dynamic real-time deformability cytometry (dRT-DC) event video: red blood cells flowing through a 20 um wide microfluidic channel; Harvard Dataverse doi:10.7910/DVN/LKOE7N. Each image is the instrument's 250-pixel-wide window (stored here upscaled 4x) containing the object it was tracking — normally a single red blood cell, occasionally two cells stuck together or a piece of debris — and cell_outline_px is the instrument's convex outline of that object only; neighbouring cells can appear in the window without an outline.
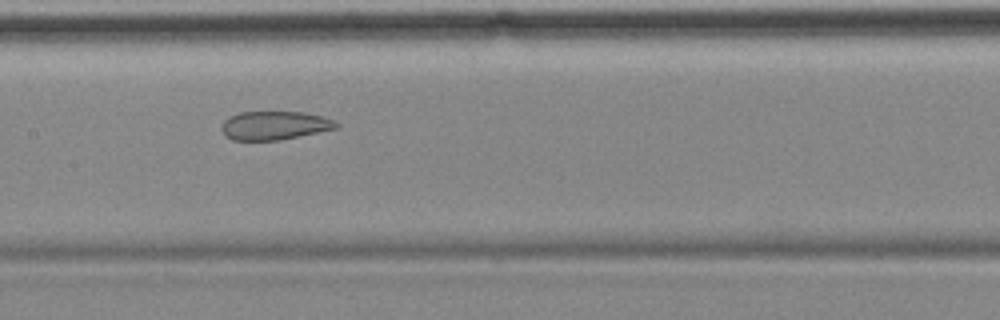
{"species": "common noctule bat (a hibernating species)", "species_latin": "Nyctalus noctula", "temperature_condition": "cold", "stored_images_in_passage": 10, "camera_frame_rate_fps": 3000, "um_per_image_px": 0.085, "animal": {"sex": "female", "body_mass_g": 18.4}, "frame": {"image": 1, "passage_image": 7, "time_ms": 7.667, "image_size_px": [1000, 320], "cell_outline_px": [[340, 124], [336, 128], [300, 136], [280, 140], [232, 140], [224, 136], [220, 128], [224, 120], [228, 116], [240, 112], [304, 112], [324, 116]], "centroid_in_image_um": [23.29, 10.66], "position_along_channel_um": 184.1, "area_um2": 19.25}}